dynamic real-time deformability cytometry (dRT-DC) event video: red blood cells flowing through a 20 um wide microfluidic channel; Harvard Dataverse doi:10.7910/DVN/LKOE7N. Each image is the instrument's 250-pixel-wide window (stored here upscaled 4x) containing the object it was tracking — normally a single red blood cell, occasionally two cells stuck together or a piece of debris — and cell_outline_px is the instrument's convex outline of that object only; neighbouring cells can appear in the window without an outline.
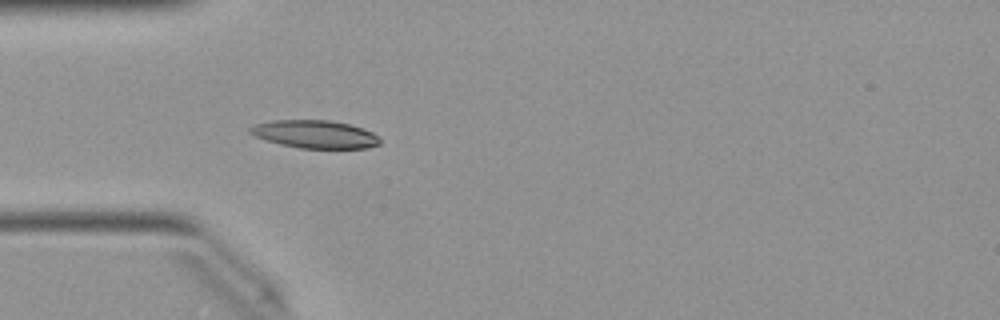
{"species": "Egyptian fruit bat (a non-hibernating species)", "species_latin": "Rousettus aegyptiacus", "temperature_condition": "warm", "stored_images_in_passage": 36, "camera_frame_rate_fps": 3000, "um_per_image_px": 0.085, "animal": {"sex": "female"}, "frame": {"image": 1, "passage_image": 1, "time_ms": 0.0, "image_size_px": [1000, 320], "cell_outline_px": [[380, 144], [368, 148], [300, 148], [280, 144], [256, 136], [248, 132], [248, 128], [256, 124], [272, 120], [328, 120], [348, 124], [372, 132], [380, 136]], "centroid_in_image_um": [26.78, 11.41], "position_along_channel_um": 58.2, "area_um2": 20.98}}
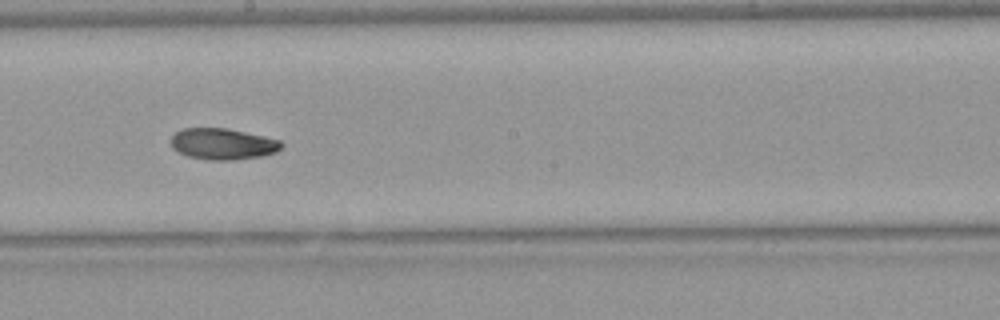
{"frame": {"image": 2, "passage_image": 14, "time_ms": 4.333, "image_size_px": [1000, 320], "cell_outline_px": [[284, 144], [276, 152], [264, 156], [232, 160], [208, 160], [188, 156], [172, 148], [172, 136], [176, 132], [184, 128], [228, 128], [264, 136], [280, 140]], "centroid_in_image_um": [18.96, 12.23], "position_along_channel_um": 229.2, "area_um2": 20.11}}
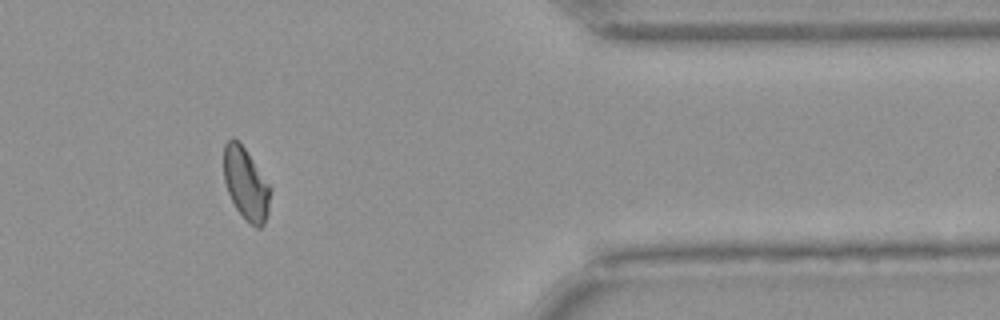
{"frame": {"image": 3, "passage_image": 28, "time_ms": 9.0, "image_size_px": [1000, 320], "cell_outline_px": [[272, 188], [268, 212], [264, 224], [260, 228], [256, 228], [236, 208], [228, 192], [224, 180], [224, 144], [232, 136], [244, 148]], "centroid_in_image_um": [20.91, 15.62], "position_along_channel_um": 390.5, "area_um2": 19.25}, "authors_computed_cell_mechanics": {"area_um2": 20.0855, "velocity_mm_per_s": 4.0199, "shape_relaxation_time_tau1_ms": 6.1085, "shape_relaxation_time_tau2_ms": null, "deformation_change_tau1": 0.1588, "deformation_change_tau2": null}}